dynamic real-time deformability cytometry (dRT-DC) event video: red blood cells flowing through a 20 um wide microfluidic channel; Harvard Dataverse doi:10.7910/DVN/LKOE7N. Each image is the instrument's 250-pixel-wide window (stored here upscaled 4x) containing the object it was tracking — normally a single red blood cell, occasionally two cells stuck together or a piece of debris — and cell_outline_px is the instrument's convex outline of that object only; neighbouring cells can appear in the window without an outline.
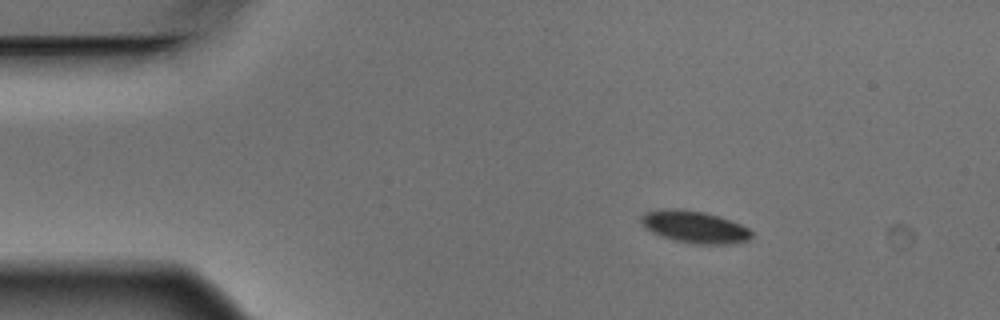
{"species": "Egyptian fruit bat (a non-hibernating species)", "species_latin": "Rousettus aegyptiacus", "temperature_condition": "warm", "stored_images_in_passage": 3, "camera_frame_rate_fps": 3000, "um_per_image_px": 0.085, "animal": {"sex": "male"}, "frame": {"image": 1, "passage_image": 1, "time_ms": 0.0, "image_size_px": [1000, 320], "cell_outline_px": [[752, 236], [748, 240], [728, 244], [696, 244], [676, 240], [652, 232], [640, 220], [640, 216], [644, 212], [672, 208], [704, 212], [740, 224], [748, 228], [752, 232]], "centroid_in_image_um": [59.05, 19.29], "position_along_channel_um": 25.9, "area_um2": 20.11}}